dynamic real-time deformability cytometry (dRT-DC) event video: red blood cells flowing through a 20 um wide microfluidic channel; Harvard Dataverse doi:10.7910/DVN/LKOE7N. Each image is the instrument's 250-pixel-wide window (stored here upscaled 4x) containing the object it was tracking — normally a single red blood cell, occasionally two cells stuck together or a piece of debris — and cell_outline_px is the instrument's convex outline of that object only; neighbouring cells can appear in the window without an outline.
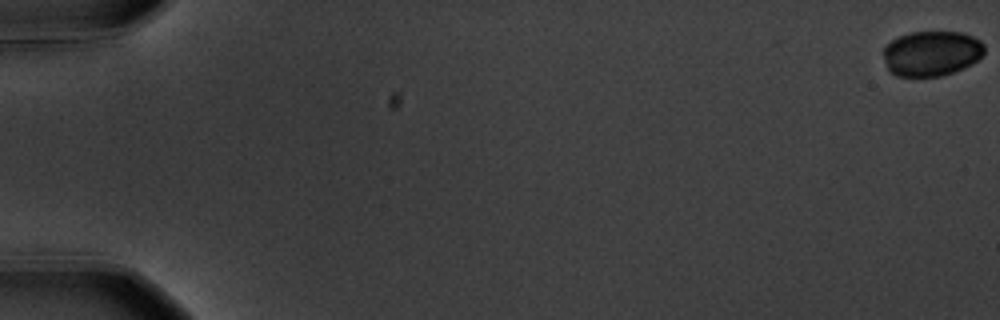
{"species": "common noctule bat (a hibernating species)", "species_latin": "Nyctalus noctula", "temperature_condition": "warm", "stored_images_in_passage": 60, "camera_frame_rate_fps": 3000, "um_per_image_px": 0.085, "animal": {"sex": "male", "body_mass_g": 20.1, "forearm_length_mm": 53.5}, "frame": {"image": 1, "passage_image": 1, "time_ms": 0.0, "image_size_px": [1000, 320], "cell_outline_px": [[984, 52], [972, 64], [964, 68], [940, 76], [896, 76], [888, 72], [884, 60], [884, 48], [892, 40], [900, 36], [912, 32], [964, 32], [980, 40], [984, 44]], "centroid_in_image_um": [79.17, 4.54], "position_along_channel_um": 5.8, "area_um2": 26.59}}